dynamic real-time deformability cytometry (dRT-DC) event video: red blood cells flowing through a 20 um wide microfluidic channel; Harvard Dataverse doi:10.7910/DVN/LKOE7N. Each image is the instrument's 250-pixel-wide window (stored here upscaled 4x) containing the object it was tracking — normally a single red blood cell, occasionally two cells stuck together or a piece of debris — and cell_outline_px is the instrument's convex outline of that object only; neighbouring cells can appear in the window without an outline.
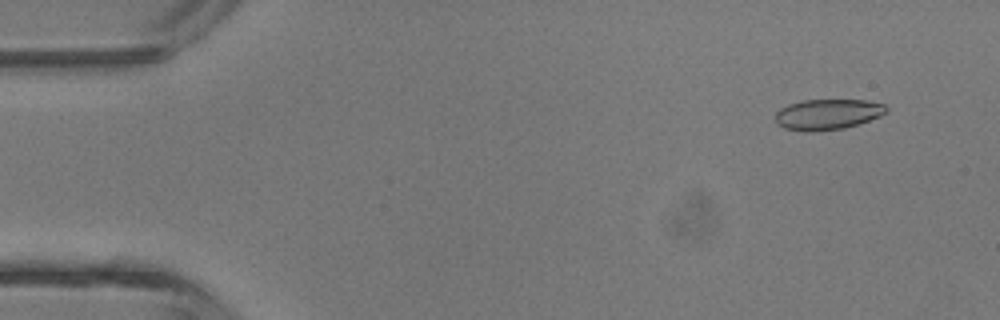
{"species": "common noctule bat (a hibernating species)", "species_latin": "Nyctalus noctula", "temperature_condition": "room temperature", "stored_images_in_passage": 6, "camera_frame_rate_fps": 3000, "um_per_image_px": 0.085, "animal": {"sex": "male", "body_mass_g": 13.3}, "frame": {"image": 1, "passage_image": 2, "time_ms": 1.0, "image_size_px": [1000, 320], "cell_outline_px": [[888, 112], [880, 116], [844, 128], [812, 132], [808, 132], [784, 128], [776, 124], [776, 112], [780, 108], [788, 104], [804, 100], [864, 100], [884, 104], [888, 108]], "centroid_in_image_um": [70.33, 9.72], "position_along_channel_um": 14.7, "area_um2": 19.77}}
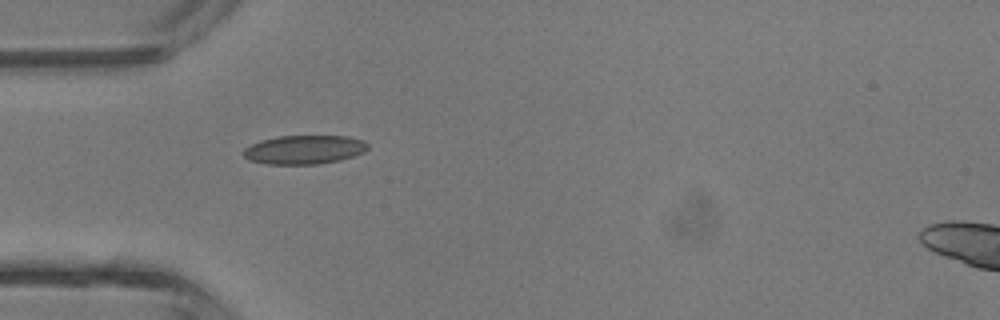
{"frame": {"image": 2, "passage_image": 5, "time_ms": 4.333, "image_size_px": [1000, 320], "cell_outline_px": [[368, 148], [364, 152], [340, 160], [320, 164], [268, 164], [248, 160], [244, 156], [244, 148], [260, 140], [276, 136], [348, 136], [364, 140], [368, 144]], "centroid_in_image_um": [25.87, 12.71], "position_along_channel_um": 59.1, "area_um2": 20.98}}